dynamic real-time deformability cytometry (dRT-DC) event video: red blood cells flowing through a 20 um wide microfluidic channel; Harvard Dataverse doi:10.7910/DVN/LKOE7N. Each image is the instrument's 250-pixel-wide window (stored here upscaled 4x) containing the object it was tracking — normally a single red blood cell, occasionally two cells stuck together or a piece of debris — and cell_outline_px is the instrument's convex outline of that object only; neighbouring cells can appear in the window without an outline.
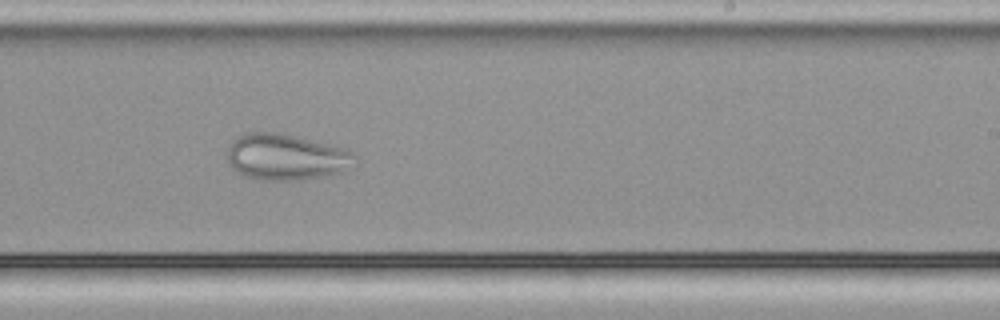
{"species": "common noctule bat (a hibernating species)", "species_latin": "Nyctalus noctula", "temperature_condition": "cold", "stored_images_in_passage": 39, "camera_frame_rate_fps": 3000, "um_per_image_px": 0.085, "animal": {"sex": "male", "body_mass_g": 21.5, "forearm_length_mm": 52.0}, "frame": {"image": 1, "passage_image": 18, "time_ms": 5.667, "image_size_px": [1000, 320], "cell_outline_px": [[356, 156], [340, 172], [324, 176], [300, 180], [260, 180], [244, 176], [232, 168], [228, 164], [228, 148], [236, 136], [244, 132], [276, 132], [348, 148]], "centroid_in_image_um": [24.24, 13.34], "position_along_channel_um": 264.8, "area_um2": 34.16}}
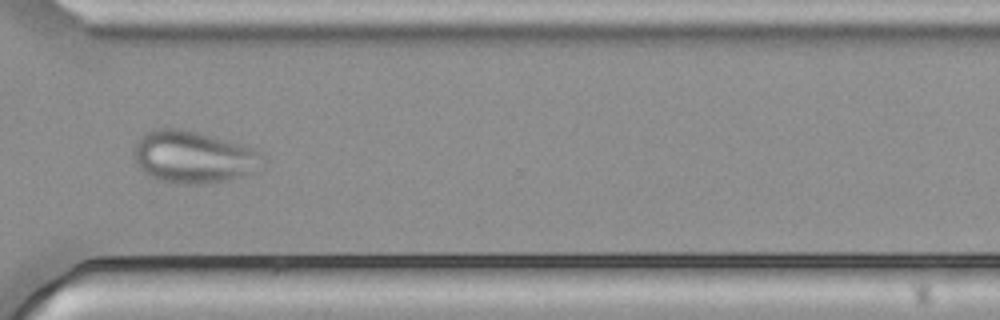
{"frame": {"image": 2, "passage_image": 25, "time_ms": 8.0, "image_size_px": [1000, 320], "cell_outline_px": [[264, 168], [260, 172], [228, 180], [204, 184], [176, 184], [156, 180], [148, 176], [136, 164], [132, 156], [132, 148], [136, 140], [144, 132], [156, 128], [180, 128], [196, 132], [252, 148], [264, 152]], "centroid_in_image_um": [16.43, 13.37], "position_along_channel_um": 354.2, "area_um2": 40.17}}
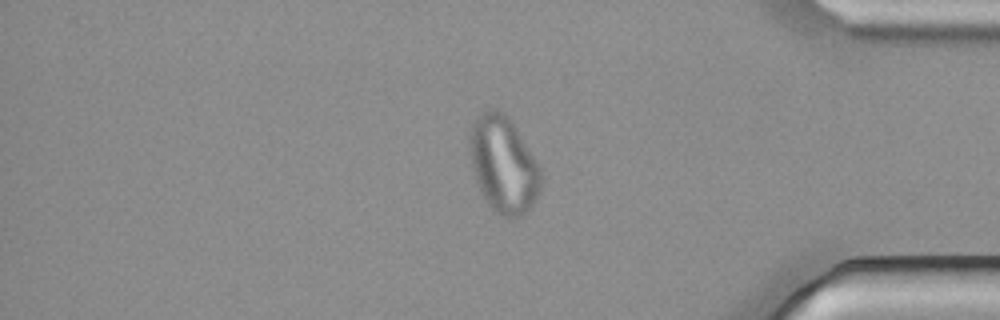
{"frame": {"image": 3, "passage_image": 30, "time_ms": 9.667, "image_size_px": [1000, 320], "cell_outline_px": [[540, 192], [536, 200], [528, 212], [524, 216], [508, 220], [500, 216], [484, 200], [480, 192], [476, 180], [472, 164], [472, 124], [476, 116], [480, 112], [488, 108], [496, 108], [512, 124], [536, 160], [540, 168]], "centroid_in_image_um": [42.81, 14.08], "position_along_channel_um": 392.4, "area_um2": 39.48}}